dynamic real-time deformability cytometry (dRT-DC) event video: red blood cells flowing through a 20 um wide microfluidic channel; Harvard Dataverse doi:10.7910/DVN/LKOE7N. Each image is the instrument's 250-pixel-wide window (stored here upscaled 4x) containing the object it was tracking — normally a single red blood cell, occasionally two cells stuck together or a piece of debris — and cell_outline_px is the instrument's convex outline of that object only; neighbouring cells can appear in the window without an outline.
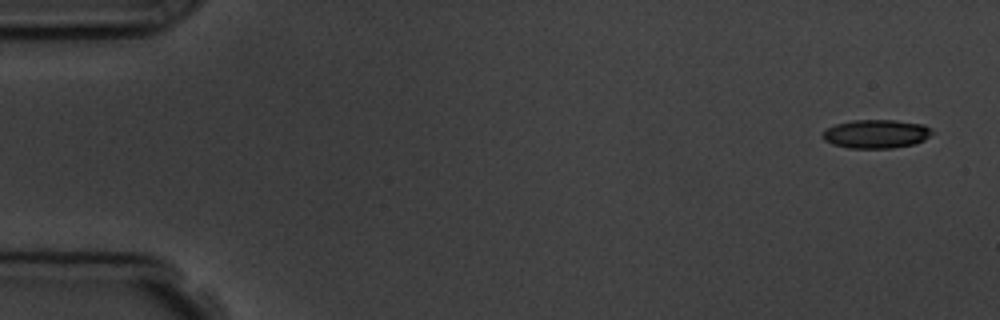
{"species": "common noctule bat (a hibernating species)", "species_latin": "Nyctalus noctula", "temperature_condition": "room temperature", "stored_images_in_passage": 5, "camera_frame_rate_fps": 3000, "um_per_image_px": 0.085, "animal": {"sex": "male", "body_mass_g": 19.5, "forearm_length_mm": 54.6}, "frame": {"image": 1, "passage_image": 1, "time_ms": 0.0, "image_size_px": [1000, 320], "cell_outline_px": [[936, 132], [924, 140], [916, 144], [892, 148], [848, 148], [832, 144], [824, 140], [820, 136], [828, 128], [836, 124], [852, 120], [896, 120], [924, 124], [932, 128]], "centroid_in_image_um": [74.52, 11.38], "position_along_channel_um": 10.5, "area_um2": 18.55}}
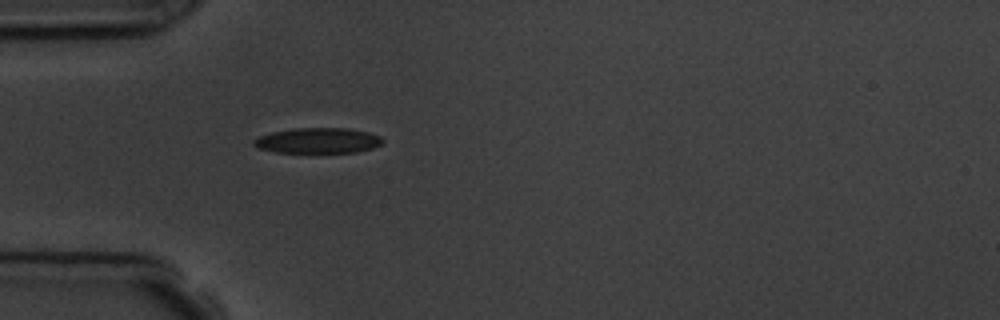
{"frame": {"image": 2, "passage_image": 5, "time_ms": 4.667, "image_size_px": [1000, 320], "cell_outline_px": [[384, 144], [372, 148], [356, 152], [276, 152], [260, 148], [252, 144], [252, 140], [260, 136], [272, 132], [296, 128], [348, 128], [368, 132], [380, 136], [384, 140]], "centroid_in_image_um": [27.06, 11.94], "position_along_channel_um": 57.9, "area_um2": 19.02}}